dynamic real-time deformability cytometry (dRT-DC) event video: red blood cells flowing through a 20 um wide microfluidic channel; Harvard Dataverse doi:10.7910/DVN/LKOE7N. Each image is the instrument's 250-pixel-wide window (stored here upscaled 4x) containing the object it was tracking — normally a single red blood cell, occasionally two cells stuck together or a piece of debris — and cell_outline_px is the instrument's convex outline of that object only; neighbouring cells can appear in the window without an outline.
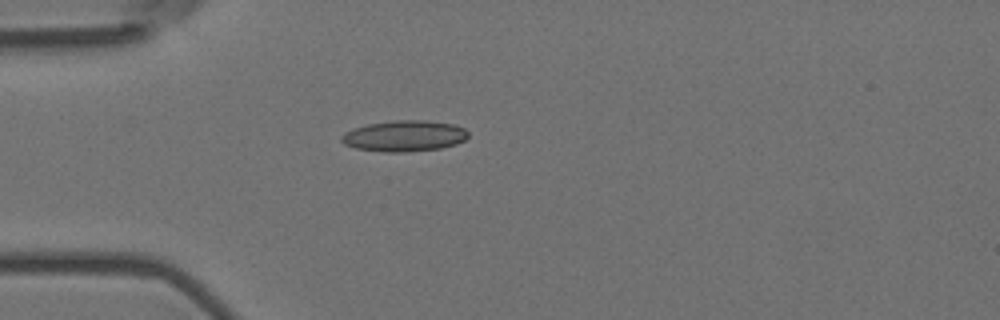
{"species": "Egyptian fruit bat (a non-hibernating species)", "species_latin": "Rousettus aegyptiacus", "temperature_condition": "room temperature", "stored_images_in_passage": 2, "camera_frame_rate_fps": 3000, "um_per_image_px": 0.085, "animal": {"sex": "female"}, "frame": {"image": 1, "passage_image": 1, "time_ms": 0.0, "image_size_px": [1000, 320], "cell_outline_px": [[468, 136], [464, 140], [456, 144], [440, 148], [404, 152], [384, 152], [356, 148], [344, 144], [340, 140], [340, 136], [344, 132], [352, 128], [368, 124], [392, 120], [424, 120], [452, 124], [464, 128], [468, 132]], "centroid_in_image_um": [34.33, 11.55], "position_along_channel_um": 50.7, "area_um2": 22.95}}